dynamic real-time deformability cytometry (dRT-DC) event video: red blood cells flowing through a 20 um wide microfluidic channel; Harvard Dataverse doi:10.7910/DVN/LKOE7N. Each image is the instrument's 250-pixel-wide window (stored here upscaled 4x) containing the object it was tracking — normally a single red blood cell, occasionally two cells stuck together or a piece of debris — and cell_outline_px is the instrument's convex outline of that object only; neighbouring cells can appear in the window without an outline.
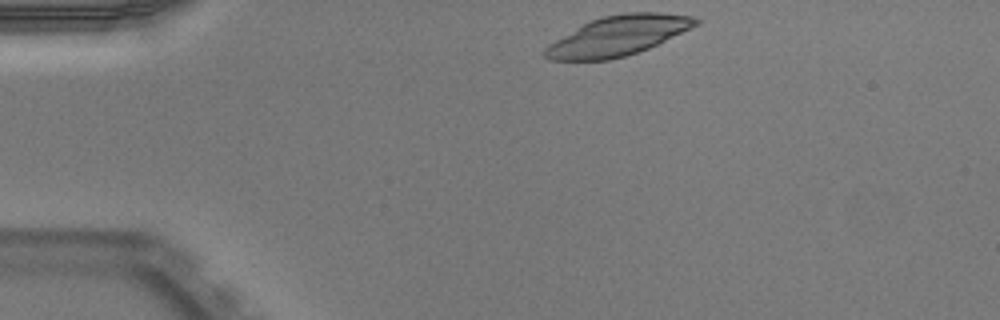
{"species": "Egyptian fruit bat (a non-hibernating species)", "species_latin": "Rousettus aegyptiacus", "temperature_condition": "warm", "stored_images_in_passage": 42, "camera_frame_rate_fps": 3000, "um_per_image_px": 0.085, "animal": {"sex": "male"}, "frame": {"image": 1, "passage_image": 1, "time_ms": 0.0, "image_size_px": [1000, 320], "cell_outline_px": [[700, 24], [648, 48], [624, 56], [608, 60], [548, 60], [540, 52], [548, 44], [584, 24], [592, 20], [604, 16], [624, 12], [660, 12], [696, 16], [700, 20]], "centroid_in_image_um": [52.54, 3.03], "position_along_channel_um": 32.5, "area_um2": 34.74}}